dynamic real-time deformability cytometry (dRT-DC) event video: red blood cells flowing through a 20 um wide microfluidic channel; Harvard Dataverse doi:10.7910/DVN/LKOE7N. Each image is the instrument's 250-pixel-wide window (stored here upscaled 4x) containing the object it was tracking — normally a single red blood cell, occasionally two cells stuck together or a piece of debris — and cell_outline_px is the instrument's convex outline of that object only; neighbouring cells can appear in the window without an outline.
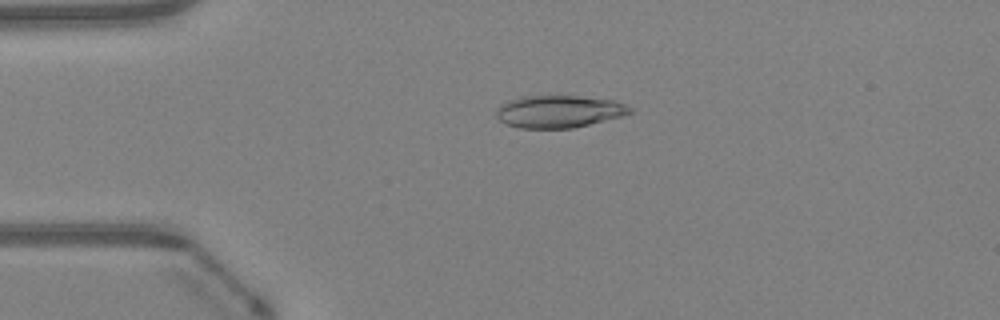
{"species": "Egyptian fruit bat (a non-hibernating species)", "species_latin": "Rousettus aegyptiacus", "temperature_condition": "warm", "stored_images_in_passage": 47, "camera_frame_rate_fps": 3000, "um_per_image_px": 0.085, "animal": {"sex": "female"}, "frame": {"image": 1, "passage_image": 11, "time_ms": 3.333, "image_size_px": [1000, 320], "cell_outline_px": [[632, 112], [620, 116], [572, 128], [520, 128], [504, 124], [496, 116], [496, 108], [500, 104], [508, 100], [524, 96], [580, 96], [612, 100], [624, 104], [632, 108]], "centroid_in_image_um": [47.44, 9.47], "position_along_channel_um": 37.6, "area_um2": 25.03}}
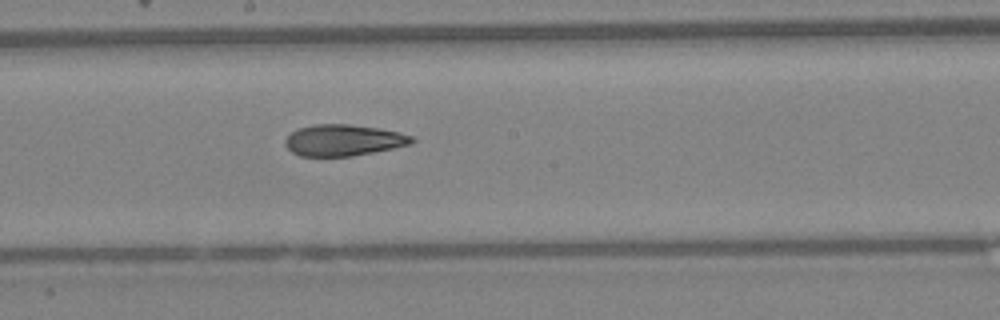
{"frame": {"image": 2, "passage_image": 26, "time_ms": 8.333, "image_size_px": [1000, 320], "cell_outline_px": [[416, 140], [408, 144], [392, 148], [352, 156], [300, 156], [292, 152], [284, 144], [284, 140], [296, 128], [316, 124], [348, 124], [376, 128], [400, 132], [412, 136]], "centroid_in_image_um": [29.15, 11.91], "position_along_channel_um": 219.1, "area_um2": 22.95}}
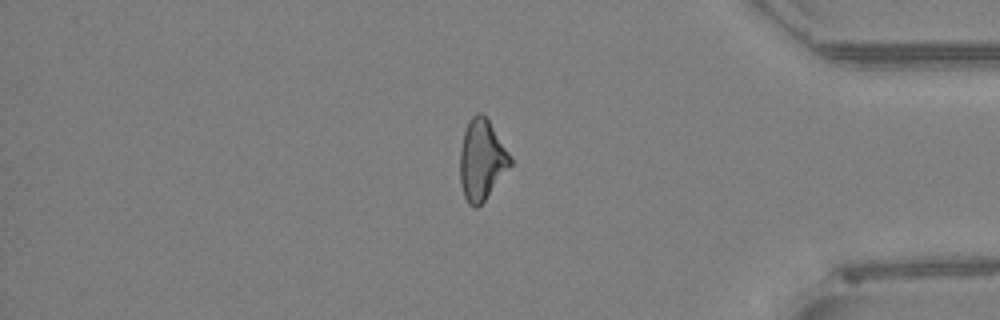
{"frame": {"image": 3, "passage_image": 40, "time_ms": 13.0, "image_size_px": [1000, 320], "cell_outline_px": [[512, 164], [484, 200], [476, 208], [468, 204], [464, 196], [460, 184], [460, 148], [464, 132], [468, 120], [476, 112], [480, 112], [488, 120], [508, 152], [512, 160]], "centroid_in_image_um": [40.91, 13.59], "position_along_channel_um": 394.3, "area_um2": 23.29}, "authors_computed_cell_mechanics": {"area_um2": 24.1604, "velocity_mm_per_s": 4.3412, "shape_relaxation_time_tau1_ms": 8.0804, "shape_relaxation_time_tau2_ms": 4.016, "deformation_change_tau1": 0.2118, "deformation_change_tau2": 0.1185}}